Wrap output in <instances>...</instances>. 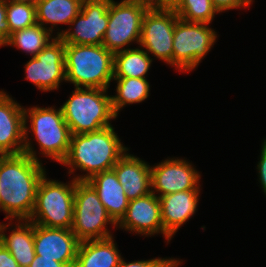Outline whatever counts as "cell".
Returning a JSON list of instances; mask_svg holds the SVG:
<instances>
[{
	"label": "cell",
	"instance_id": "cell-1",
	"mask_svg": "<svg viewBox=\"0 0 266 267\" xmlns=\"http://www.w3.org/2000/svg\"><path fill=\"white\" fill-rule=\"evenodd\" d=\"M45 173L41 161L29 155H0V198L5 220H29L39 181Z\"/></svg>",
	"mask_w": 266,
	"mask_h": 267
},
{
	"label": "cell",
	"instance_id": "cell-2",
	"mask_svg": "<svg viewBox=\"0 0 266 267\" xmlns=\"http://www.w3.org/2000/svg\"><path fill=\"white\" fill-rule=\"evenodd\" d=\"M128 150L111 125L95 132L73 134L68 153L61 164L69 166V174L77 168L86 171L85 175L74 179L87 181L97 173L112 169Z\"/></svg>",
	"mask_w": 266,
	"mask_h": 267
},
{
	"label": "cell",
	"instance_id": "cell-3",
	"mask_svg": "<svg viewBox=\"0 0 266 267\" xmlns=\"http://www.w3.org/2000/svg\"><path fill=\"white\" fill-rule=\"evenodd\" d=\"M25 118V143L23 153L32 159L39 161L31 141L28 138V118L30 119V130L35 135L40 146L41 154L56 162L65 159L71 143L72 133L63 117L61 108L37 107L24 108Z\"/></svg>",
	"mask_w": 266,
	"mask_h": 267
},
{
	"label": "cell",
	"instance_id": "cell-4",
	"mask_svg": "<svg viewBox=\"0 0 266 267\" xmlns=\"http://www.w3.org/2000/svg\"><path fill=\"white\" fill-rule=\"evenodd\" d=\"M66 82L77 88L107 89L114 78V53L103 45L65 44Z\"/></svg>",
	"mask_w": 266,
	"mask_h": 267
},
{
	"label": "cell",
	"instance_id": "cell-5",
	"mask_svg": "<svg viewBox=\"0 0 266 267\" xmlns=\"http://www.w3.org/2000/svg\"><path fill=\"white\" fill-rule=\"evenodd\" d=\"M72 95L61 106L63 117L73 134L95 132L111 126L115 119L111 95L107 89L74 88Z\"/></svg>",
	"mask_w": 266,
	"mask_h": 267
},
{
	"label": "cell",
	"instance_id": "cell-6",
	"mask_svg": "<svg viewBox=\"0 0 266 267\" xmlns=\"http://www.w3.org/2000/svg\"><path fill=\"white\" fill-rule=\"evenodd\" d=\"M76 180L58 182L46 177L39 181L36 203L29 221L48 228L71 229Z\"/></svg>",
	"mask_w": 266,
	"mask_h": 267
},
{
	"label": "cell",
	"instance_id": "cell-7",
	"mask_svg": "<svg viewBox=\"0 0 266 267\" xmlns=\"http://www.w3.org/2000/svg\"><path fill=\"white\" fill-rule=\"evenodd\" d=\"M108 223L117 227L94 188L87 181H76L71 230L77 239L82 242L111 237Z\"/></svg>",
	"mask_w": 266,
	"mask_h": 267
},
{
	"label": "cell",
	"instance_id": "cell-8",
	"mask_svg": "<svg viewBox=\"0 0 266 267\" xmlns=\"http://www.w3.org/2000/svg\"><path fill=\"white\" fill-rule=\"evenodd\" d=\"M208 23L188 22L178 17L173 35L172 66L192 71L213 47L217 34Z\"/></svg>",
	"mask_w": 266,
	"mask_h": 267
},
{
	"label": "cell",
	"instance_id": "cell-9",
	"mask_svg": "<svg viewBox=\"0 0 266 267\" xmlns=\"http://www.w3.org/2000/svg\"><path fill=\"white\" fill-rule=\"evenodd\" d=\"M146 5L133 2L111 0L108 8V25L103 38V46L112 53L126 50L129 43H140L143 16Z\"/></svg>",
	"mask_w": 266,
	"mask_h": 267
},
{
	"label": "cell",
	"instance_id": "cell-10",
	"mask_svg": "<svg viewBox=\"0 0 266 267\" xmlns=\"http://www.w3.org/2000/svg\"><path fill=\"white\" fill-rule=\"evenodd\" d=\"M178 19L170 7L148 8L143 16L139 45L172 66L173 35Z\"/></svg>",
	"mask_w": 266,
	"mask_h": 267
},
{
	"label": "cell",
	"instance_id": "cell-11",
	"mask_svg": "<svg viewBox=\"0 0 266 267\" xmlns=\"http://www.w3.org/2000/svg\"><path fill=\"white\" fill-rule=\"evenodd\" d=\"M110 1L83 0L80 13L72 20L70 28L57 32L56 36L65 44L102 45L108 25Z\"/></svg>",
	"mask_w": 266,
	"mask_h": 267
},
{
	"label": "cell",
	"instance_id": "cell-12",
	"mask_svg": "<svg viewBox=\"0 0 266 267\" xmlns=\"http://www.w3.org/2000/svg\"><path fill=\"white\" fill-rule=\"evenodd\" d=\"M25 73V79L41 91L58 89L61 81L66 82L65 43L55 36V39L25 64Z\"/></svg>",
	"mask_w": 266,
	"mask_h": 267
},
{
	"label": "cell",
	"instance_id": "cell-13",
	"mask_svg": "<svg viewBox=\"0 0 266 267\" xmlns=\"http://www.w3.org/2000/svg\"><path fill=\"white\" fill-rule=\"evenodd\" d=\"M200 178L199 172L186 160L169 158L151 167L152 193L158 192L160 197L200 189Z\"/></svg>",
	"mask_w": 266,
	"mask_h": 267
},
{
	"label": "cell",
	"instance_id": "cell-14",
	"mask_svg": "<svg viewBox=\"0 0 266 267\" xmlns=\"http://www.w3.org/2000/svg\"><path fill=\"white\" fill-rule=\"evenodd\" d=\"M116 226L143 236L161 233L167 242L172 239L163 229L160 201L158 195L152 192L144 197L129 200L125 215Z\"/></svg>",
	"mask_w": 266,
	"mask_h": 267
},
{
	"label": "cell",
	"instance_id": "cell-15",
	"mask_svg": "<svg viewBox=\"0 0 266 267\" xmlns=\"http://www.w3.org/2000/svg\"><path fill=\"white\" fill-rule=\"evenodd\" d=\"M80 241L71 229L48 228L34 224L36 255L74 267Z\"/></svg>",
	"mask_w": 266,
	"mask_h": 267
},
{
	"label": "cell",
	"instance_id": "cell-16",
	"mask_svg": "<svg viewBox=\"0 0 266 267\" xmlns=\"http://www.w3.org/2000/svg\"><path fill=\"white\" fill-rule=\"evenodd\" d=\"M24 143V107L2 90L0 91V154H22Z\"/></svg>",
	"mask_w": 266,
	"mask_h": 267
},
{
	"label": "cell",
	"instance_id": "cell-17",
	"mask_svg": "<svg viewBox=\"0 0 266 267\" xmlns=\"http://www.w3.org/2000/svg\"><path fill=\"white\" fill-rule=\"evenodd\" d=\"M112 169L129 200L144 197L152 192L151 166L144 160L126 151Z\"/></svg>",
	"mask_w": 266,
	"mask_h": 267
},
{
	"label": "cell",
	"instance_id": "cell-18",
	"mask_svg": "<svg viewBox=\"0 0 266 267\" xmlns=\"http://www.w3.org/2000/svg\"><path fill=\"white\" fill-rule=\"evenodd\" d=\"M199 194L200 189H193L158 197L163 229L171 238L196 212Z\"/></svg>",
	"mask_w": 266,
	"mask_h": 267
},
{
	"label": "cell",
	"instance_id": "cell-19",
	"mask_svg": "<svg viewBox=\"0 0 266 267\" xmlns=\"http://www.w3.org/2000/svg\"><path fill=\"white\" fill-rule=\"evenodd\" d=\"M87 182L97 192L98 198L107 210L108 215L117 224L125 215L129 199L113 169L93 175Z\"/></svg>",
	"mask_w": 266,
	"mask_h": 267
},
{
	"label": "cell",
	"instance_id": "cell-20",
	"mask_svg": "<svg viewBox=\"0 0 266 267\" xmlns=\"http://www.w3.org/2000/svg\"><path fill=\"white\" fill-rule=\"evenodd\" d=\"M15 228L7 236L4 233L11 224L0 223V242L9 250L20 267H29L36 255L34 250V223L18 220ZM23 221V222H21Z\"/></svg>",
	"mask_w": 266,
	"mask_h": 267
},
{
	"label": "cell",
	"instance_id": "cell-21",
	"mask_svg": "<svg viewBox=\"0 0 266 267\" xmlns=\"http://www.w3.org/2000/svg\"><path fill=\"white\" fill-rule=\"evenodd\" d=\"M122 259L113 236L82 241L74 267H117Z\"/></svg>",
	"mask_w": 266,
	"mask_h": 267
},
{
	"label": "cell",
	"instance_id": "cell-22",
	"mask_svg": "<svg viewBox=\"0 0 266 267\" xmlns=\"http://www.w3.org/2000/svg\"><path fill=\"white\" fill-rule=\"evenodd\" d=\"M83 0H38L36 3L37 23L51 24L48 30L58 24H69L80 13Z\"/></svg>",
	"mask_w": 266,
	"mask_h": 267
},
{
	"label": "cell",
	"instance_id": "cell-23",
	"mask_svg": "<svg viewBox=\"0 0 266 267\" xmlns=\"http://www.w3.org/2000/svg\"><path fill=\"white\" fill-rule=\"evenodd\" d=\"M152 60L142 47L114 53V78L146 79Z\"/></svg>",
	"mask_w": 266,
	"mask_h": 267
},
{
	"label": "cell",
	"instance_id": "cell-24",
	"mask_svg": "<svg viewBox=\"0 0 266 267\" xmlns=\"http://www.w3.org/2000/svg\"><path fill=\"white\" fill-rule=\"evenodd\" d=\"M47 28L36 23L30 27L15 31L8 37L6 45L14 46L35 57L55 39V37L52 38V33Z\"/></svg>",
	"mask_w": 266,
	"mask_h": 267
},
{
	"label": "cell",
	"instance_id": "cell-25",
	"mask_svg": "<svg viewBox=\"0 0 266 267\" xmlns=\"http://www.w3.org/2000/svg\"><path fill=\"white\" fill-rule=\"evenodd\" d=\"M116 80V95L111 96L112 108L116 116L127 104L140 103L148 98L150 85L142 78H113Z\"/></svg>",
	"mask_w": 266,
	"mask_h": 267
},
{
	"label": "cell",
	"instance_id": "cell-26",
	"mask_svg": "<svg viewBox=\"0 0 266 267\" xmlns=\"http://www.w3.org/2000/svg\"><path fill=\"white\" fill-rule=\"evenodd\" d=\"M169 6L179 18L188 22L210 24L215 13H219L211 0H173Z\"/></svg>",
	"mask_w": 266,
	"mask_h": 267
},
{
	"label": "cell",
	"instance_id": "cell-27",
	"mask_svg": "<svg viewBox=\"0 0 266 267\" xmlns=\"http://www.w3.org/2000/svg\"><path fill=\"white\" fill-rule=\"evenodd\" d=\"M6 22L10 35L36 24V5L22 2L6 3Z\"/></svg>",
	"mask_w": 266,
	"mask_h": 267
},
{
	"label": "cell",
	"instance_id": "cell-28",
	"mask_svg": "<svg viewBox=\"0 0 266 267\" xmlns=\"http://www.w3.org/2000/svg\"><path fill=\"white\" fill-rule=\"evenodd\" d=\"M181 263V261L172 258H154L127 263L122 258L117 267H178Z\"/></svg>",
	"mask_w": 266,
	"mask_h": 267
},
{
	"label": "cell",
	"instance_id": "cell-29",
	"mask_svg": "<svg viewBox=\"0 0 266 267\" xmlns=\"http://www.w3.org/2000/svg\"><path fill=\"white\" fill-rule=\"evenodd\" d=\"M218 12L227 11L234 8L248 7L253 0H211Z\"/></svg>",
	"mask_w": 266,
	"mask_h": 267
},
{
	"label": "cell",
	"instance_id": "cell-30",
	"mask_svg": "<svg viewBox=\"0 0 266 267\" xmlns=\"http://www.w3.org/2000/svg\"><path fill=\"white\" fill-rule=\"evenodd\" d=\"M10 30L6 22V3L0 0V47L6 45Z\"/></svg>",
	"mask_w": 266,
	"mask_h": 267
},
{
	"label": "cell",
	"instance_id": "cell-31",
	"mask_svg": "<svg viewBox=\"0 0 266 267\" xmlns=\"http://www.w3.org/2000/svg\"><path fill=\"white\" fill-rule=\"evenodd\" d=\"M262 150L260 154V161L257 164L258 169V176L261 183V187L264 190V193L266 194V139L263 142Z\"/></svg>",
	"mask_w": 266,
	"mask_h": 267
},
{
	"label": "cell",
	"instance_id": "cell-32",
	"mask_svg": "<svg viewBox=\"0 0 266 267\" xmlns=\"http://www.w3.org/2000/svg\"><path fill=\"white\" fill-rule=\"evenodd\" d=\"M0 267H20L9 250L0 242Z\"/></svg>",
	"mask_w": 266,
	"mask_h": 267
},
{
	"label": "cell",
	"instance_id": "cell-33",
	"mask_svg": "<svg viewBox=\"0 0 266 267\" xmlns=\"http://www.w3.org/2000/svg\"><path fill=\"white\" fill-rule=\"evenodd\" d=\"M29 267H67L65 264L53 259L43 258L40 255H35L34 260Z\"/></svg>",
	"mask_w": 266,
	"mask_h": 267
},
{
	"label": "cell",
	"instance_id": "cell-34",
	"mask_svg": "<svg viewBox=\"0 0 266 267\" xmlns=\"http://www.w3.org/2000/svg\"><path fill=\"white\" fill-rule=\"evenodd\" d=\"M125 2L140 3L146 5L148 8H160L162 7V0H122Z\"/></svg>",
	"mask_w": 266,
	"mask_h": 267
},
{
	"label": "cell",
	"instance_id": "cell-35",
	"mask_svg": "<svg viewBox=\"0 0 266 267\" xmlns=\"http://www.w3.org/2000/svg\"><path fill=\"white\" fill-rule=\"evenodd\" d=\"M4 3H14V2H22V3H31L36 5L38 0H1Z\"/></svg>",
	"mask_w": 266,
	"mask_h": 267
},
{
	"label": "cell",
	"instance_id": "cell-36",
	"mask_svg": "<svg viewBox=\"0 0 266 267\" xmlns=\"http://www.w3.org/2000/svg\"><path fill=\"white\" fill-rule=\"evenodd\" d=\"M173 0H162V7L169 6Z\"/></svg>",
	"mask_w": 266,
	"mask_h": 267
}]
</instances>
